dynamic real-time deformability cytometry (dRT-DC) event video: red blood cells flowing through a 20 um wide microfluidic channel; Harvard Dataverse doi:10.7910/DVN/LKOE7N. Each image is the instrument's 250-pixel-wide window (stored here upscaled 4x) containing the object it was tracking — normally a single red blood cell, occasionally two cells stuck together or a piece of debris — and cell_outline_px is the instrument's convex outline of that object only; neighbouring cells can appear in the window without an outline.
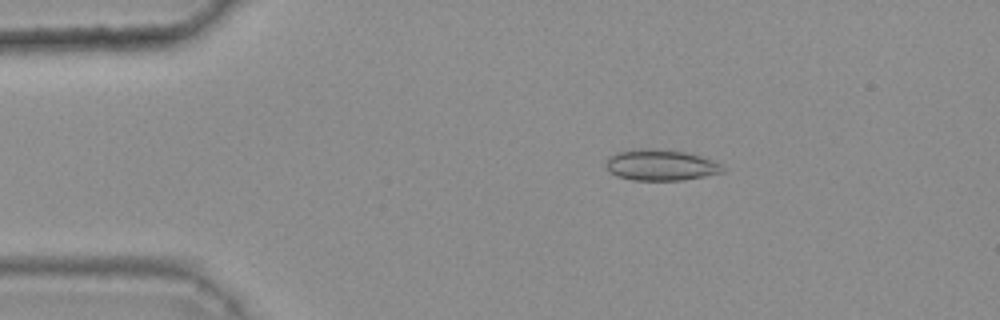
{"species": "common noctule bat (a hibernating species)", "species_latin": "Nyctalus noctula", "temperature_condition": "warm", "stored_images_in_passage": 42, "camera_frame_rate_fps": 3000, "um_per_image_px": 0.085, "animal": {"sex": "female", "body_mass_g": 25.1}, "frame": {"image": 1, "passage_image": 5, "time_ms": 1.333, "image_size_px": [1000, 320], "cell_outline_px": [[724, 172], [684, 180], [632, 180], [616, 176], [608, 172], [604, 164], [608, 156], [616, 152], [640, 148], [644, 148], [684, 152], [700, 156], [712, 160], [720, 164], [724, 168]], "centroid_in_image_um": [56.09, 14.04], "position_along_channel_um": 28.9, "area_um2": 21.15}}
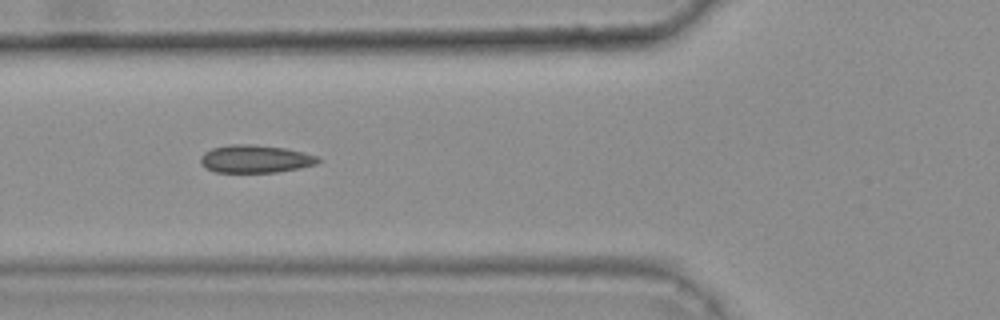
{"frame": {"image": 2, "passage_image": 15, "time_ms": 4.667, "image_size_px": [1000, 320], "cell_outline_px": [[320, 160], [316, 164], [300, 168], [276, 172], [216, 172], [200, 164], [200, 156], [204, 152], [212, 148], [228, 144], [252, 144], [284, 148], [316, 156]], "centroid_in_image_um": [21.65, 13.5], "position_along_channel_um": 104.2, "area_um2": 18.9}}
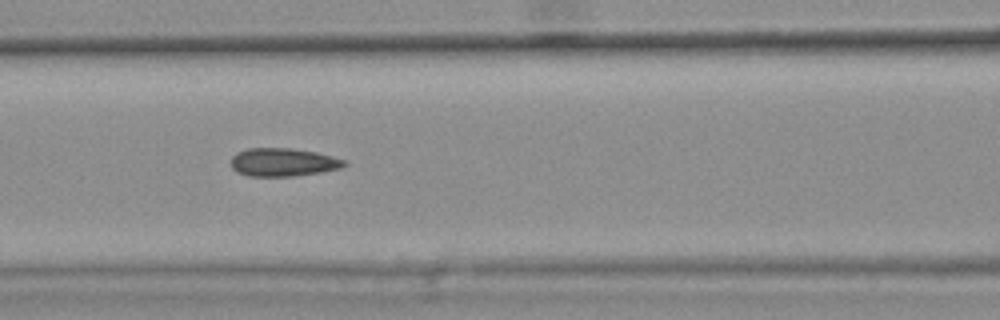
{"frame": {"image": 3, "passage_image": 18, "time_ms": 5.667, "image_size_px": [1000, 320], "cell_outline_px": [[348, 164], [340, 168], [320, 172], [292, 176], [248, 176], [236, 172], [232, 168], [232, 156], [236, 152], [248, 148], [292, 148], [316, 152], [332, 156], [344, 160]], "centroid_in_image_um": [24.04, 13.78], "position_along_channel_um": 142.6, "area_um2": 18.61}, "authors_computed_cell_mechanics": {"area_um2": 18.496, "velocity_mm_per_s": 3.8192, "shape_relaxation_time_tau1_ms": null, "shape_relaxation_time_tau2_ms": 5.652, "deformation_change_tau1": null, "deformation_change_tau2": 0.0998}}